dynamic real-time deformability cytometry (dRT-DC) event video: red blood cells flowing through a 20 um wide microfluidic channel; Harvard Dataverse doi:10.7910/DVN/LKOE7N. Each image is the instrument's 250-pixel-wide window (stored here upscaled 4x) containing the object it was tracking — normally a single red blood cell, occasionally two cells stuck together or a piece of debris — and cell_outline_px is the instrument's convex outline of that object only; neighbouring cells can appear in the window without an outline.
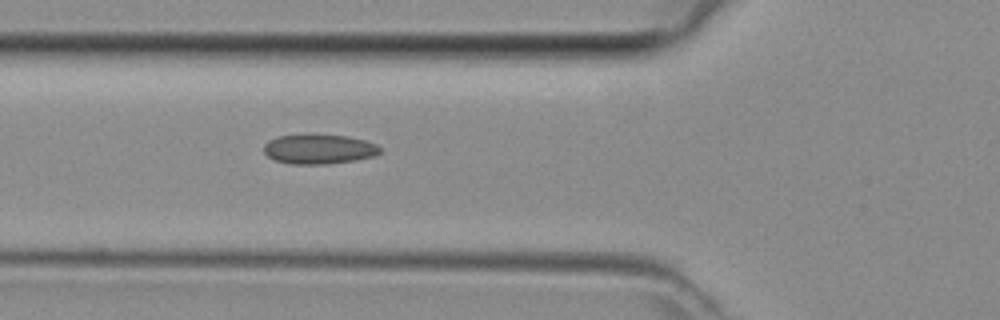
{"species": "common noctule bat (a hibernating species)", "species_latin": "Nyctalus noctula", "temperature_condition": "room temperature", "stored_images_in_passage": 31, "camera_frame_rate_fps": 3000, "um_per_image_px": 0.085, "animal": {"sex": "female", "body_mass_g": 29.2, "forearm_length_mm": 56.3}, "frame": {"image": 1, "passage_image": 3, "time_ms": 0.667, "image_size_px": [1000, 320], "cell_outline_px": [[380, 152], [372, 156], [356, 160], [324, 164], [292, 164], [276, 160], [268, 156], [264, 152], [264, 144], [268, 140], [276, 136], [304, 132], [308, 132], [348, 136], [364, 140], [376, 144], [380, 148]], "centroid_in_image_um": [27.06, 12.63], "position_along_channel_um": 98.7, "area_um2": 20.63}}
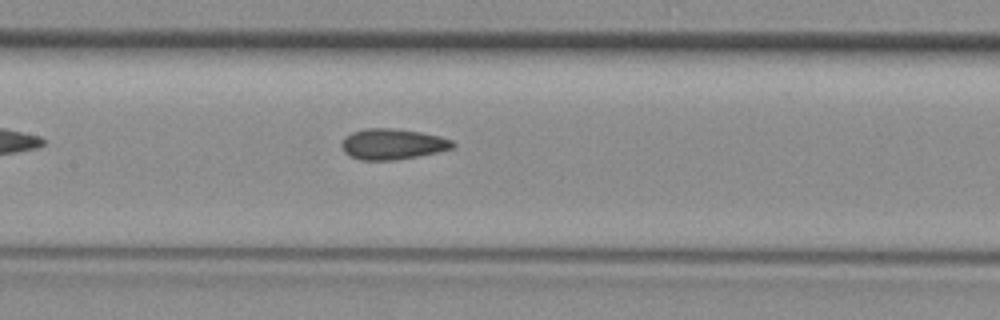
{"frame": {"image": 2, "passage_image": 8, "time_ms": 2.333, "image_size_px": [1000, 320], "cell_outline_px": [[456, 144], [452, 148], [436, 152], [396, 160], [360, 160], [344, 152], [340, 144], [344, 136], [352, 132], [364, 128], [392, 128], [420, 132], [440, 136], [452, 140]], "centroid_in_image_um": [33.33, 12.24], "position_along_channel_um": 174.1, "area_um2": 19.88}}
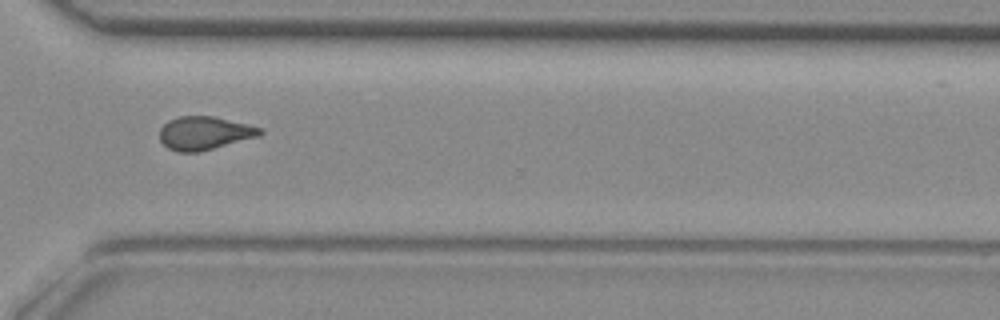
{"frame": {"image": 3, "passage_image": 20, "time_ms": 6.333, "image_size_px": [1000, 320], "cell_outline_px": [[264, 132], [260, 136], [200, 152], [176, 152], [168, 148], [160, 140], [160, 128], [168, 120], [180, 116], [212, 116], [248, 124], [260, 128]], "centroid_in_image_um": [17.37, 11.32], "position_along_channel_um": 353.2, "area_um2": 19.54}}